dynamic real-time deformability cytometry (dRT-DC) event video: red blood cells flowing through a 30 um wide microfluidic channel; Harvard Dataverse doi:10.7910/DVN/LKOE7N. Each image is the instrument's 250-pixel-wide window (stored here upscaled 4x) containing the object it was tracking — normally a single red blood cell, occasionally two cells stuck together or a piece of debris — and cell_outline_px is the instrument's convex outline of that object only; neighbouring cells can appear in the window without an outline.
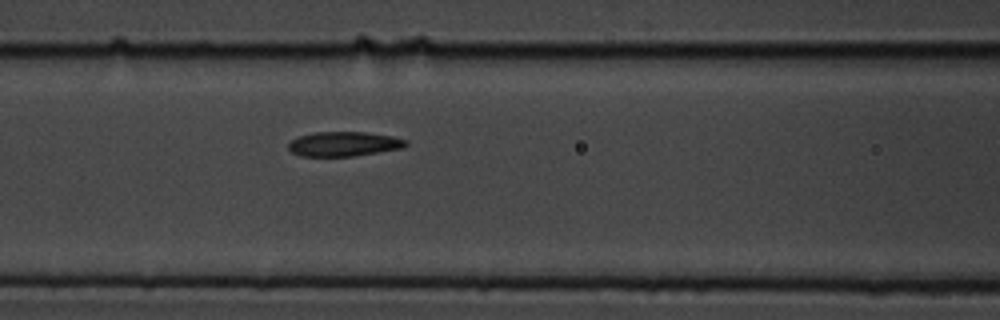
{"species": "common noctule bat (a hibernating species)", "species_latin": "Nyctalus noctula", "temperature_condition": "cold", "stored_images_in_passage": 9, "camera_frame_rate_fps": 3000, "um_per_image_px": 0.085, "animal": {"sex": "male", "body_mass_g": 19.5, "forearm_length_mm": 54.6}, "frame": {"image": 1, "passage_image": 9, "time_ms": 2.667, "image_size_px": [1000, 320], "cell_outline_px": [[408, 144], [404, 148], [352, 156], [300, 156], [292, 152], [288, 148], [288, 144], [292, 140], [300, 136], [312, 132], [364, 132], [392, 136], [408, 140]], "centroid_in_image_um": [29.24, 12.23], "position_along_channel_um": 137.4, "area_um2": 16.82}}